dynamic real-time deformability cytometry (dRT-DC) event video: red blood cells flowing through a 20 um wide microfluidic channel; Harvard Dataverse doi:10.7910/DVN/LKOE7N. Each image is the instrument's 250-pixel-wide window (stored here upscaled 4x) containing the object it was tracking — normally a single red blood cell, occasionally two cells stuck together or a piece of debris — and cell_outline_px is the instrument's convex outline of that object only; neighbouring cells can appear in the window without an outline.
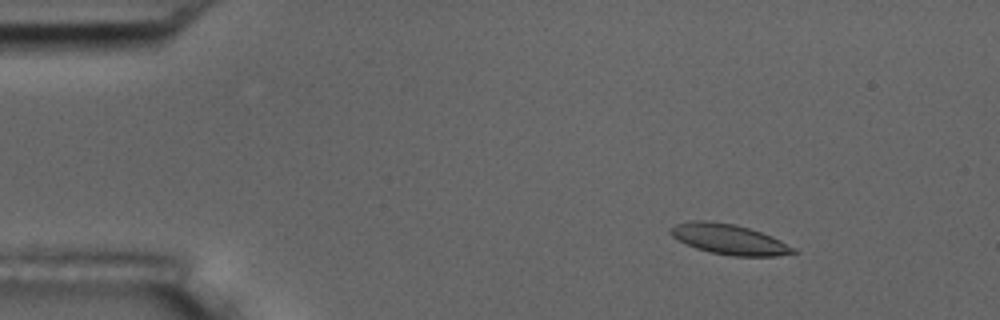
{"species": "common noctule bat (a hibernating species)", "species_latin": "Nyctalus noctula", "temperature_condition": "room temperature", "stored_images_in_passage": 6, "camera_frame_rate_fps": 3000, "um_per_image_px": 0.085, "animal": {"sex": "male", "body_mass_g": 17.5, "forearm_length_mm": 52.3}, "frame": {"image": 1, "passage_image": 3, "time_ms": 2.333, "image_size_px": [1000, 320], "cell_outline_px": [[800, 252], [776, 256], [732, 256], [712, 252], [696, 248], [672, 236], [668, 232], [668, 228], [676, 224], [692, 220], [708, 220], [736, 224], [772, 236], [796, 248]], "centroid_in_image_um": [61.99, 20.33], "position_along_channel_um": 23.0, "area_um2": 21.68}}